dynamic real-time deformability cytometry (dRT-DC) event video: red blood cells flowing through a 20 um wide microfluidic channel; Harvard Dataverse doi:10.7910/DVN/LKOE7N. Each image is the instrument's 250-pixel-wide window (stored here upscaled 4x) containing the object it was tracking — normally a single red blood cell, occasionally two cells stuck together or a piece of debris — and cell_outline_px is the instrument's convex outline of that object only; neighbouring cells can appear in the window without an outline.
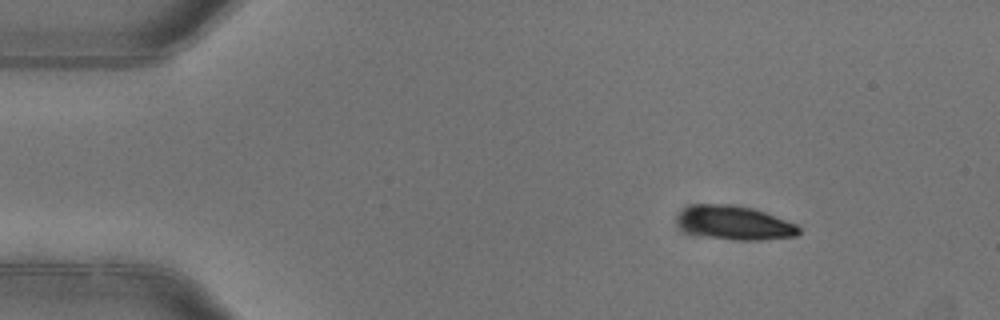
{"species": "common noctule bat (a hibernating species)", "species_latin": "Nyctalus noctula", "temperature_condition": "warm", "stored_images_in_passage": 3, "camera_frame_rate_fps": 3000, "um_per_image_px": 0.085, "animal": {"sex": "female"}, "frame": {"image": 1, "passage_image": 1, "time_ms": 0.0, "image_size_px": [1000, 320], "cell_outline_px": [[800, 232], [796, 236], [760, 240], [732, 240], [708, 236], [692, 232], [684, 228], [680, 224], [680, 212], [696, 204], [732, 204], [752, 208], [764, 212], [796, 224], [800, 228]], "centroid_in_image_um": [62.53, 18.94], "position_along_channel_um": 22.5, "area_um2": 23.35}}